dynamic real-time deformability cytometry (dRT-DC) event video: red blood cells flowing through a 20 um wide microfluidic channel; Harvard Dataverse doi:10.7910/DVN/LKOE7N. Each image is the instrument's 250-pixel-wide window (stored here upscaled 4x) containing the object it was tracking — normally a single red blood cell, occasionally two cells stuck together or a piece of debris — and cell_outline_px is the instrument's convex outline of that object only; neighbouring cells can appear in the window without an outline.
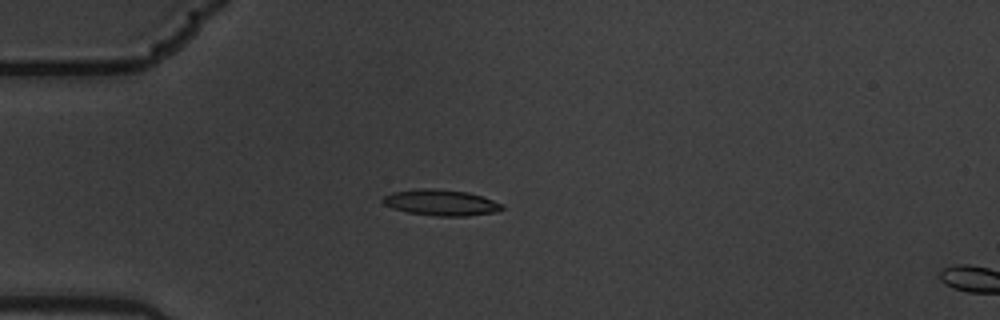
{"species": "common noctule bat (a hibernating species)", "species_latin": "Nyctalus noctula", "temperature_condition": "warm", "stored_images_in_passage": 4, "camera_frame_rate_fps": 3000, "um_per_image_px": 0.085, "animal": {"sex": "male", "body_mass_g": 19.5, "forearm_length_mm": 54.6}, "frame": {"image": 1, "passage_image": 3, "time_ms": 0.667, "image_size_px": [1000, 320], "cell_outline_px": [[504, 208], [496, 212], [468, 216], [436, 216], [408, 212], [392, 208], [384, 204], [380, 200], [384, 196], [392, 192], [420, 188], [432, 188], [468, 192], [504, 204]], "centroid_in_image_um": [37.47, 17.22], "position_along_channel_um": 47.5, "area_um2": 18.09}}